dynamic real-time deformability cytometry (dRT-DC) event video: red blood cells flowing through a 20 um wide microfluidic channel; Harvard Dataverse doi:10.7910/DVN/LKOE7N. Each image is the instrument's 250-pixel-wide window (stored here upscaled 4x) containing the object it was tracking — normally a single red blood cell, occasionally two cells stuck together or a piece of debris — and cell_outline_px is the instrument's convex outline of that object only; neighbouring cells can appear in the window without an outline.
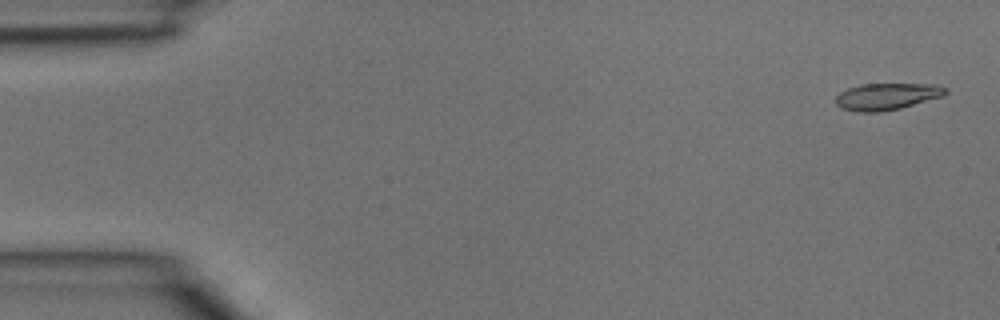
{"species": "common noctule bat (a hibernating species)", "species_latin": "Nyctalus noctula", "temperature_condition": "room temperature", "stored_images_in_passage": 4, "camera_frame_rate_fps": 3000, "um_per_image_px": 0.085, "animal": {"sex": "male", "body_mass_g": 15.6}, "frame": {"image": 1, "passage_image": 1, "time_ms": 0.0, "image_size_px": [1000, 320], "cell_outline_px": [[948, 92], [944, 96], [900, 108], [880, 112], [856, 112], [844, 108], [836, 104], [836, 96], [840, 92], [848, 88], [860, 84], [936, 84], [948, 88]], "centroid_in_image_um": [75.42, 8.19], "position_along_channel_um": 9.6, "area_um2": 17.17}}
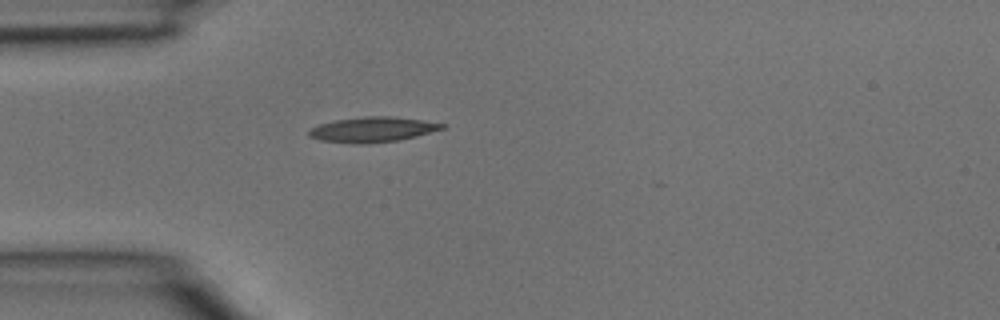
{"frame": {"image": 2, "passage_image": 4, "time_ms": 1.0, "image_size_px": [1000, 320], "cell_outline_px": [[448, 128], [400, 140], [368, 144], [364, 144], [320, 140], [308, 136], [308, 132], [312, 128], [320, 124], [336, 120], [364, 116], [392, 116], [448, 124]], "centroid_in_image_um": [31.73, 11.01], "position_along_channel_um": 53.3, "area_um2": 19.54}}